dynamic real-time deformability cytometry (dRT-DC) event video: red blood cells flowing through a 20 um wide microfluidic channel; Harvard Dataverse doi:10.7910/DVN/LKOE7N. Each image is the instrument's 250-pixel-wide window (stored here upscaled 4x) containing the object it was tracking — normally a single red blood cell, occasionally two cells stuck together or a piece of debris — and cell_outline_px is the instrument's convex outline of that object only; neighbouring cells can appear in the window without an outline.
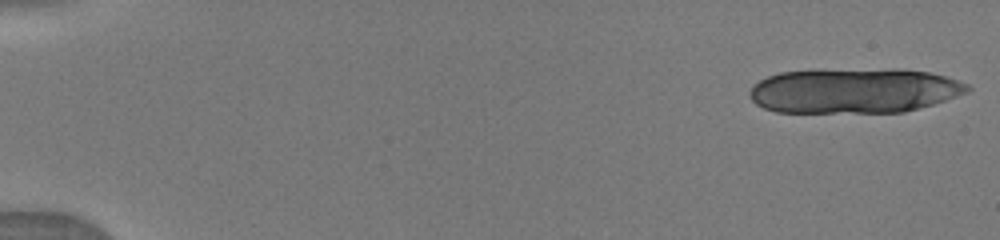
{"species": "human", "species_latin": "Homo sapiens", "temperature_condition": "warm", "stored_images_in_passage": 25, "camera_frame_rate_fps": 3000, "um_per_image_px": 0.085, "donor": {"sex": "male"}, "frame": {"image": 1, "passage_image": 1, "time_ms": 0.0, "image_size_px": [1000, 240], "cell_outline_px": [[972, 88], [968, 92], [932, 104], [904, 112], [776, 112], [764, 108], [756, 104], [748, 96], [748, 92], [752, 84], [768, 76], [780, 72], [928, 72], [944, 76], [968, 84]], "centroid_in_image_um": [72.53, 7.77], "position_along_channel_um": 12.5, "area_um2": 54.85}}